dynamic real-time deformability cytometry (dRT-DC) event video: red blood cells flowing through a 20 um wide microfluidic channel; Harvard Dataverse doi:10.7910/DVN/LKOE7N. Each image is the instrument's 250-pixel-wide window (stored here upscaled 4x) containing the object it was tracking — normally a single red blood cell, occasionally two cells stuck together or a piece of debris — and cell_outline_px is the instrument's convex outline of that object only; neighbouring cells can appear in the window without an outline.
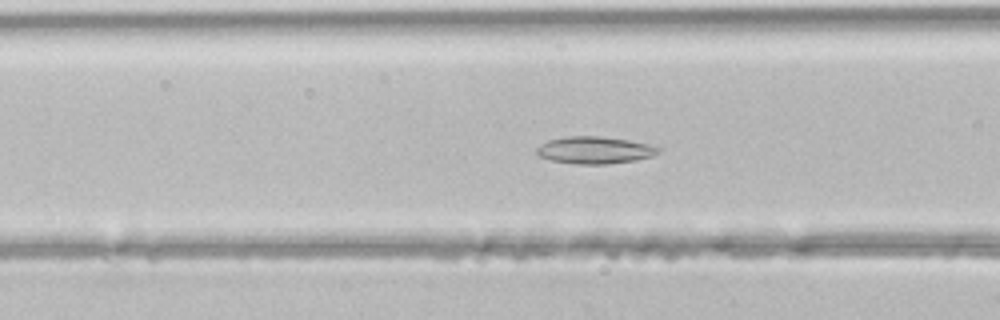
{"species": "common noctule bat (a hibernating species)", "species_latin": "Nyctalus noctula", "temperature_condition": "room temperature", "stored_images_in_passage": 35, "camera_frame_rate_fps": 3000, "um_per_image_px": 0.085, "animal": {"sex": "male", "body_mass_g": 21.5, "forearm_length_mm": 52.0}, "frame": {"image": 1, "passage_image": 6, "time_ms": 1.667, "image_size_px": [1000, 320], "cell_outline_px": [[660, 152], [652, 156], [636, 160], [604, 164], [580, 164], [552, 160], [540, 156], [536, 152], [536, 148], [540, 144], [548, 140], [568, 136], [596, 136], [628, 140], [648, 144], [660, 148]], "centroid_in_image_um": [50.54, 12.75], "position_along_channel_um": 116.1, "area_um2": 19.02}}
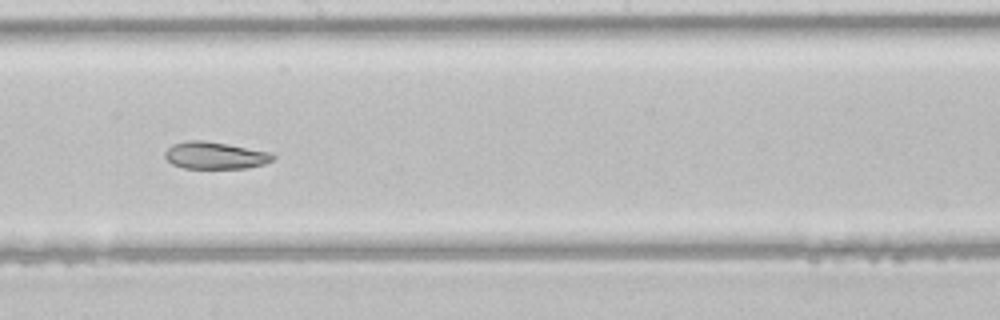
{"frame": {"image": 2, "passage_image": 14, "time_ms": 4.333, "image_size_px": [1000, 320], "cell_outline_px": [[276, 156], [272, 160], [264, 164], [244, 168], [184, 168], [172, 164], [164, 156], [164, 152], [172, 144], [188, 140], [204, 140], [268, 152]], "centroid_in_image_um": [18.23, 13.21], "position_along_channel_um": 230.0, "area_um2": 16.82}}
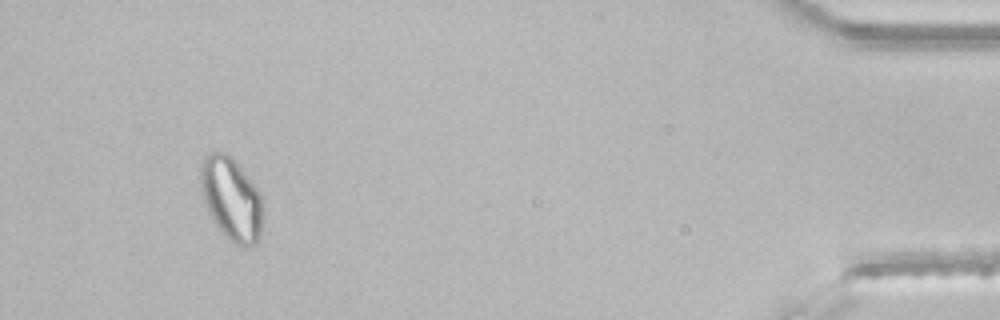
{"frame": {"image": 3, "passage_image": 32, "time_ms": 10.333, "image_size_px": [1000, 320], "cell_outline_px": [[260, 236], [256, 244], [248, 248], [244, 248], [228, 240], [212, 220], [208, 212], [200, 188], [200, 168], [204, 152], [228, 152], [232, 156], [256, 188], [260, 196]], "centroid_in_image_um": [19.6, 16.88], "position_along_channel_um": 415.6, "area_um2": 30.11}}